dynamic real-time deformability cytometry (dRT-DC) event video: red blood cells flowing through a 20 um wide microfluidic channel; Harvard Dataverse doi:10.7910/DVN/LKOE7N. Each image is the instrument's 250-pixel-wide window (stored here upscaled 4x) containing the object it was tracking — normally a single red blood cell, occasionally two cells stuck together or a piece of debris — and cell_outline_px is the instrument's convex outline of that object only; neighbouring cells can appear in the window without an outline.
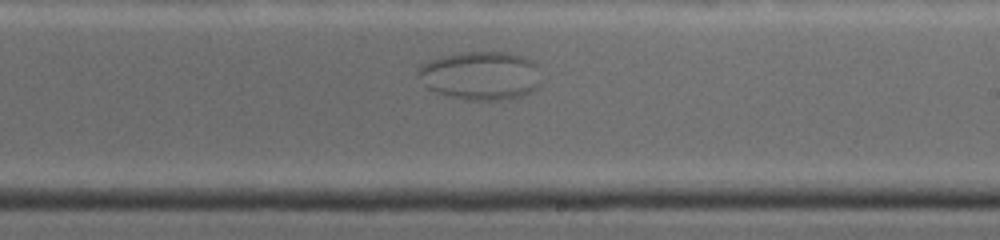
{"species": "common noctule bat (a hibernating species)", "species_latin": "Nyctalus noctula", "temperature_condition": "warm", "stored_images_in_passage": 46, "camera_frame_rate_fps": 4500, "um_per_image_px": 0.085, "animal": {"sex": "female", "body_mass_g": 19.0, "forearm_length_mm": 53.3}, "frame": {"image": 1, "passage_image": 30, "time_ms": 7.333, "image_size_px": [1000, 240], "cell_outline_px": [[536, 88], [532, 92], [520, 96], [504, 100], [464, 100], [448, 96], [436, 92], [428, 88], [420, 72], [420, 68], [424, 64], [440, 56], [464, 52], [508, 52], [524, 56], [532, 60], [536, 64]], "centroid_in_image_um": [40.87, 6.43], "position_along_channel_um": 248.1, "area_um2": 34.16}}
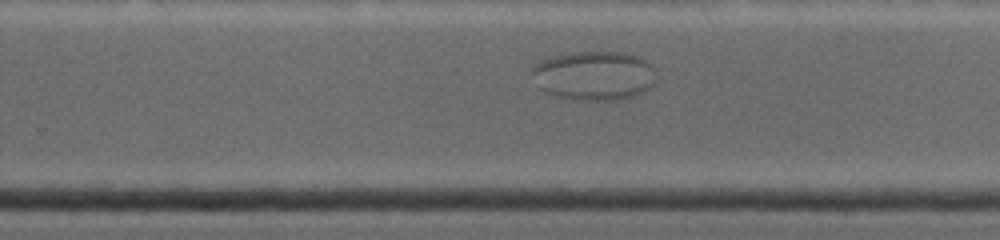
{"frame": {"image": 2, "passage_image": 34, "time_ms": 8.222, "image_size_px": [1000, 240], "cell_outline_px": [[652, 84], [644, 92], [620, 100], [572, 100], [556, 96], [544, 92], [540, 88], [532, 72], [532, 68], [536, 64], [544, 60], [556, 56], [576, 52], [616, 52], [636, 56], [644, 60], [648, 64]], "centroid_in_image_um": [50.43, 6.46], "position_along_channel_um": 279.4, "area_um2": 34.68}}